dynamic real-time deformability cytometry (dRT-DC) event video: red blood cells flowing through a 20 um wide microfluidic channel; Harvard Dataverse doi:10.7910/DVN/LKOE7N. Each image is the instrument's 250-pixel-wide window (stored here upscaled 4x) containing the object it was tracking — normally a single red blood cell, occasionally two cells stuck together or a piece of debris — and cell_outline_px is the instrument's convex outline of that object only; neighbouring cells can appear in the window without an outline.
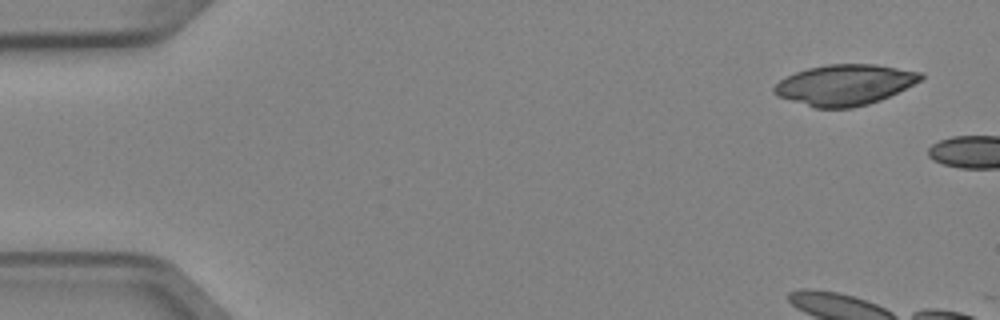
{"species": "Egyptian fruit bat (a non-hibernating species)", "species_latin": "Rousettus aegyptiacus", "temperature_condition": "cold", "stored_images_in_passage": 2, "camera_frame_rate_fps": 3000, "um_per_image_px": 0.085, "animal": {"sex": "female"}, "frame": {"image": 1, "passage_image": 1, "time_ms": 0.0, "image_size_px": [1000, 320], "cell_outline_px": [[924, 76], [920, 80], [880, 100], [868, 104], [852, 108], [816, 108], [776, 96], [772, 92], [772, 88], [784, 76], [808, 68], [828, 64], [876, 64], [924, 72]], "centroid_in_image_um": [71.77, 7.2], "position_along_channel_um": 13.2, "area_um2": 34.74}}